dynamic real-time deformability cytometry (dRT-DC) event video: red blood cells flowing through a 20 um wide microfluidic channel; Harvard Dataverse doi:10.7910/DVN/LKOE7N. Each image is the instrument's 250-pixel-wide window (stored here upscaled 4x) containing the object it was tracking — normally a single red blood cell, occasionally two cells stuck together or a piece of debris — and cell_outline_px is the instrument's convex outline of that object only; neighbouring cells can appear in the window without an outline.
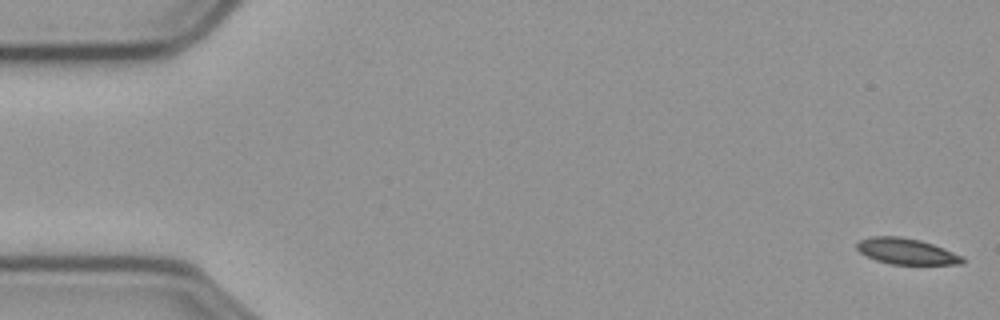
{"species": "common noctule bat (a hibernating species)", "species_latin": "Nyctalus noctula", "temperature_condition": "cold", "stored_images_in_passage": 9, "camera_frame_rate_fps": 3000, "um_per_image_px": 0.085, "animal": {"sex": "male", "body_mass_g": 23.1, "forearm_length_mm": 52.7}, "frame": {"image": 1, "passage_image": 1, "time_ms": 0.0, "image_size_px": [1000, 320], "cell_outline_px": [[964, 264], [892, 264], [876, 260], [860, 252], [856, 248], [856, 244], [860, 240], [872, 236], [900, 236], [920, 240], [944, 248], [964, 256]], "centroid_in_image_um": [77.07, 21.36], "position_along_channel_um": 7.9, "area_um2": 15.95}}